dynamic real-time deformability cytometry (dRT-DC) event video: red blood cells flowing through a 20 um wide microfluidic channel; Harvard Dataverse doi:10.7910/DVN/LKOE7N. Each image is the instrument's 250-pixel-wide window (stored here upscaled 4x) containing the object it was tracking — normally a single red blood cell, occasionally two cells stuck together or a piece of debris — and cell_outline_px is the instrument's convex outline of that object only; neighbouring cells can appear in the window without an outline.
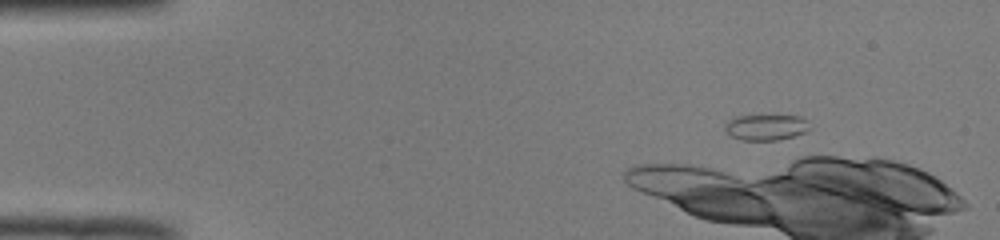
{"species": "common noctule bat (a hibernating species)", "species_latin": "Nyctalus noctula", "temperature_condition": "room temperature", "stored_images_in_passage": 10, "camera_frame_rate_fps": 3000, "um_per_image_px": 0.085, "animal": {"sex": "male", "body_mass_g": 19.0, "forearm_length_mm": 50.8}, "frame": {"image": 1, "passage_image": 1, "time_ms": 0.0, "image_size_px": [1000, 240], "cell_outline_px": [[812, 128], [796, 136], [776, 140], [740, 140], [732, 136], [724, 128], [724, 124], [732, 116], [800, 116], [808, 120]], "centroid_in_image_um": [65.13, 10.82], "position_along_channel_um": 19.9, "area_um2": 12.89}}